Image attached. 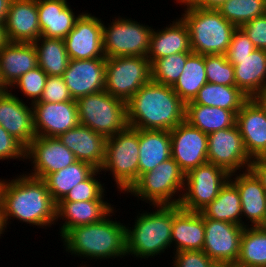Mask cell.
Returning <instances> with one entry per match:
<instances>
[{
	"instance_id": "52",
	"label": "cell",
	"mask_w": 266,
	"mask_h": 267,
	"mask_svg": "<svg viewBox=\"0 0 266 267\" xmlns=\"http://www.w3.org/2000/svg\"><path fill=\"white\" fill-rule=\"evenodd\" d=\"M212 267H238L236 263L232 262H215Z\"/></svg>"
},
{
	"instance_id": "10",
	"label": "cell",
	"mask_w": 266,
	"mask_h": 267,
	"mask_svg": "<svg viewBox=\"0 0 266 267\" xmlns=\"http://www.w3.org/2000/svg\"><path fill=\"white\" fill-rule=\"evenodd\" d=\"M151 80V64L145 56L106 58L104 90L127 102Z\"/></svg>"
},
{
	"instance_id": "42",
	"label": "cell",
	"mask_w": 266,
	"mask_h": 267,
	"mask_svg": "<svg viewBox=\"0 0 266 267\" xmlns=\"http://www.w3.org/2000/svg\"><path fill=\"white\" fill-rule=\"evenodd\" d=\"M100 172V169H97L88 179L81 183H78L69 191V193L61 201L74 202L106 199L104 198L105 193H107L104 187L105 183L101 184V180H97V176L102 174Z\"/></svg>"
},
{
	"instance_id": "30",
	"label": "cell",
	"mask_w": 266,
	"mask_h": 267,
	"mask_svg": "<svg viewBox=\"0 0 266 267\" xmlns=\"http://www.w3.org/2000/svg\"><path fill=\"white\" fill-rule=\"evenodd\" d=\"M169 158H171L170 131L139 129L138 178Z\"/></svg>"
},
{
	"instance_id": "4",
	"label": "cell",
	"mask_w": 266,
	"mask_h": 267,
	"mask_svg": "<svg viewBox=\"0 0 266 267\" xmlns=\"http://www.w3.org/2000/svg\"><path fill=\"white\" fill-rule=\"evenodd\" d=\"M150 212L138 213L132 227L126 226L127 257L153 258L172 248L171 232L173 216L181 209L179 205H156Z\"/></svg>"
},
{
	"instance_id": "45",
	"label": "cell",
	"mask_w": 266,
	"mask_h": 267,
	"mask_svg": "<svg viewBox=\"0 0 266 267\" xmlns=\"http://www.w3.org/2000/svg\"><path fill=\"white\" fill-rule=\"evenodd\" d=\"M10 159L25 161L26 147L0 125V161Z\"/></svg>"
},
{
	"instance_id": "16",
	"label": "cell",
	"mask_w": 266,
	"mask_h": 267,
	"mask_svg": "<svg viewBox=\"0 0 266 267\" xmlns=\"http://www.w3.org/2000/svg\"><path fill=\"white\" fill-rule=\"evenodd\" d=\"M204 227L202 251L214 262L236 263L244 226L204 217Z\"/></svg>"
},
{
	"instance_id": "33",
	"label": "cell",
	"mask_w": 266,
	"mask_h": 267,
	"mask_svg": "<svg viewBox=\"0 0 266 267\" xmlns=\"http://www.w3.org/2000/svg\"><path fill=\"white\" fill-rule=\"evenodd\" d=\"M200 213L206 218L242 225L240 194L237 187L228 180L218 196Z\"/></svg>"
},
{
	"instance_id": "57",
	"label": "cell",
	"mask_w": 266,
	"mask_h": 267,
	"mask_svg": "<svg viewBox=\"0 0 266 267\" xmlns=\"http://www.w3.org/2000/svg\"><path fill=\"white\" fill-rule=\"evenodd\" d=\"M4 89L0 86V93L3 91Z\"/></svg>"
},
{
	"instance_id": "20",
	"label": "cell",
	"mask_w": 266,
	"mask_h": 267,
	"mask_svg": "<svg viewBox=\"0 0 266 267\" xmlns=\"http://www.w3.org/2000/svg\"><path fill=\"white\" fill-rule=\"evenodd\" d=\"M236 125L249 157H266V110L255 98L242 105L236 114Z\"/></svg>"
},
{
	"instance_id": "50",
	"label": "cell",
	"mask_w": 266,
	"mask_h": 267,
	"mask_svg": "<svg viewBox=\"0 0 266 267\" xmlns=\"http://www.w3.org/2000/svg\"><path fill=\"white\" fill-rule=\"evenodd\" d=\"M12 0H0V23H4Z\"/></svg>"
},
{
	"instance_id": "41",
	"label": "cell",
	"mask_w": 266,
	"mask_h": 267,
	"mask_svg": "<svg viewBox=\"0 0 266 267\" xmlns=\"http://www.w3.org/2000/svg\"><path fill=\"white\" fill-rule=\"evenodd\" d=\"M47 78L48 75L37 66L22 75L10 90H13L12 88L20 89V92L27 97V101L30 98L31 103L29 102V104L31 105L40 100Z\"/></svg>"
},
{
	"instance_id": "53",
	"label": "cell",
	"mask_w": 266,
	"mask_h": 267,
	"mask_svg": "<svg viewBox=\"0 0 266 267\" xmlns=\"http://www.w3.org/2000/svg\"><path fill=\"white\" fill-rule=\"evenodd\" d=\"M255 99L263 106V108L266 110V92L258 95L255 97Z\"/></svg>"
},
{
	"instance_id": "40",
	"label": "cell",
	"mask_w": 266,
	"mask_h": 267,
	"mask_svg": "<svg viewBox=\"0 0 266 267\" xmlns=\"http://www.w3.org/2000/svg\"><path fill=\"white\" fill-rule=\"evenodd\" d=\"M205 71L208 83L236 86L234 67L226 55H205Z\"/></svg>"
},
{
	"instance_id": "3",
	"label": "cell",
	"mask_w": 266,
	"mask_h": 267,
	"mask_svg": "<svg viewBox=\"0 0 266 267\" xmlns=\"http://www.w3.org/2000/svg\"><path fill=\"white\" fill-rule=\"evenodd\" d=\"M115 209L102 221L73 227L62 237L61 241L66 252L76 257L107 260L123 258L126 252V225L121 221L110 219ZM115 212V213H114Z\"/></svg>"
},
{
	"instance_id": "38",
	"label": "cell",
	"mask_w": 266,
	"mask_h": 267,
	"mask_svg": "<svg viewBox=\"0 0 266 267\" xmlns=\"http://www.w3.org/2000/svg\"><path fill=\"white\" fill-rule=\"evenodd\" d=\"M217 10L227 21L240 28L266 14V0H227Z\"/></svg>"
},
{
	"instance_id": "15",
	"label": "cell",
	"mask_w": 266,
	"mask_h": 267,
	"mask_svg": "<svg viewBox=\"0 0 266 267\" xmlns=\"http://www.w3.org/2000/svg\"><path fill=\"white\" fill-rule=\"evenodd\" d=\"M170 135L171 157L185 174L208 162V134L183 121L170 130Z\"/></svg>"
},
{
	"instance_id": "9",
	"label": "cell",
	"mask_w": 266,
	"mask_h": 267,
	"mask_svg": "<svg viewBox=\"0 0 266 267\" xmlns=\"http://www.w3.org/2000/svg\"><path fill=\"white\" fill-rule=\"evenodd\" d=\"M151 26L135 19L118 16L107 26L103 22V50L106 58L122 56L147 57Z\"/></svg>"
},
{
	"instance_id": "19",
	"label": "cell",
	"mask_w": 266,
	"mask_h": 267,
	"mask_svg": "<svg viewBox=\"0 0 266 267\" xmlns=\"http://www.w3.org/2000/svg\"><path fill=\"white\" fill-rule=\"evenodd\" d=\"M105 68L106 58L71 59L63 78L72 99L103 91Z\"/></svg>"
},
{
	"instance_id": "6",
	"label": "cell",
	"mask_w": 266,
	"mask_h": 267,
	"mask_svg": "<svg viewBox=\"0 0 266 267\" xmlns=\"http://www.w3.org/2000/svg\"><path fill=\"white\" fill-rule=\"evenodd\" d=\"M184 181L185 173L171 157L161 162L152 171L141 174L125 194L130 193L137 200L145 201L150 206L178 205L184 189Z\"/></svg>"
},
{
	"instance_id": "56",
	"label": "cell",
	"mask_w": 266,
	"mask_h": 267,
	"mask_svg": "<svg viewBox=\"0 0 266 267\" xmlns=\"http://www.w3.org/2000/svg\"><path fill=\"white\" fill-rule=\"evenodd\" d=\"M5 230L7 229H5L3 217H2V211L0 210V238H1V234L3 235Z\"/></svg>"
},
{
	"instance_id": "46",
	"label": "cell",
	"mask_w": 266,
	"mask_h": 267,
	"mask_svg": "<svg viewBox=\"0 0 266 267\" xmlns=\"http://www.w3.org/2000/svg\"><path fill=\"white\" fill-rule=\"evenodd\" d=\"M173 254V267H212L215 263L202 250L178 251Z\"/></svg>"
},
{
	"instance_id": "35",
	"label": "cell",
	"mask_w": 266,
	"mask_h": 267,
	"mask_svg": "<svg viewBox=\"0 0 266 267\" xmlns=\"http://www.w3.org/2000/svg\"><path fill=\"white\" fill-rule=\"evenodd\" d=\"M207 83L205 55L191 53L186 60L184 70L172 86L174 92L186 104L193 101L199 90Z\"/></svg>"
},
{
	"instance_id": "55",
	"label": "cell",
	"mask_w": 266,
	"mask_h": 267,
	"mask_svg": "<svg viewBox=\"0 0 266 267\" xmlns=\"http://www.w3.org/2000/svg\"><path fill=\"white\" fill-rule=\"evenodd\" d=\"M263 233H266V214L264 215V218L262 222L257 226Z\"/></svg>"
},
{
	"instance_id": "43",
	"label": "cell",
	"mask_w": 266,
	"mask_h": 267,
	"mask_svg": "<svg viewBox=\"0 0 266 267\" xmlns=\"http://www.w3.org/2000/svg\"><path fill=\"white\" fill-rule=\"evenodd\" d=\"M72 99L63 76H48L42 96L37 102L60 103Z\"/></svg>"
},
{
	"instance_id": "22",
	"label": "cell",
	"mask_w": 266,
	"mask_h": 267,
	"mask_svg": "<svg viewBox=\"0 0 266 267\" xmlns=\"http://www.w3.org/2000/svg\"><path fill=\"white\" fill-rule=\"evenodd\" d=\"M229 180L240 194L242 226L257 227L266 214V190L250 169L230 174ZM244 218L251 224L244 222Z\"/></svg>"
},
{
	"instance_id": "11",
	"label": "cell",
	"mask_w": 266,
	"mask_h": 267,
	"mask_svg": "<svg viewBox=\"0 0 266 267\" xmlns=\"http://www.w3.org/2000/svg\"><path fill=\"white\" fill-rule=\"evenodd\" d=\"M229 177L225 169L209 162L191 169L185 174L178 205L185 211L200 212L218 196Z\"/></svg>"
},
{
	"instance_id": "37",
	"label": "cell",
	"mask_w": 266,
	"mask_h": 267,
	"mask_svg": "<svg viewBox=\"0 0 266 267\" xmlns=\"http://www.w3.org/2000/svg\"><path fill=\"white\" fill-rule=\"evenodd\" d=\"M236 265L238 267H266V233L258 227H244Z\"/></svg>"
},
{
	"instance_id": "28",
	"label": "cell",
	"mask_w": 266,
	"mask_h": 267,
	"mask_svg": "<svg viewBox=\"0 0 266 267\" xmlns=\"http://www.w3.org/2000/svg\"><path fill=\"white\" fill-rule=\"evenodd\" d=\"M234 67L236 87L248 98L266 92V50L255 49L249 56L237 58Z\"/></svg>"
},
{
	"instance_id": "39",
	"label": "cell",
	"mask_w": 266,
	"mask_h": 267,
	"mask_svg": "<svg viewBox=\"0 0 266 267\" xmlns=\"http://www.w3.org/2000/svg\"><path fill=\"white\" fill-rule=\"evenodd\" d=\"M190 54L177 53L155 60L151 64V80L172 87L181 76Z\"/></svg>"
},
{
	"instance_id": "36",
	"label": "cell",
	"mask_w": 266,
	"mask_h": 267,
	"mask_svg": "<svg viewBox=\"0 0 266 267\" xmlns=\"http://www.w3.org/2000/svg\"><path fill=\"white\" fill-rule=\"evenodd\" d=\"M249 98L236 86L206 83L198 92L195 104L218 107L237 114Z\"/></svg>"
},
{
	"instance_id": "44",
	"label": "cell",
	"mask_w": 266,
	"mask_h": 267,
	"mask_svg": "<svg viewBox=\"0 0 266 267\" xmlns=\"http://www.w3.org/2000/svg\"><path fill=\"white\" fill-rule=\"evenodd\" d=\"M255 49V45L241 28H237L232 35L226 55L230 63H237V58L249 56Z\"/></svg>"
},
{
	"instance_id": "48",
	"label": "cell",
	"mask_w": 266,
	"mask_h": 267,
	"mask_svg": "<svg viewBox=\"0 0 266 267\" xmlns=\"http://www.w3.org/2000/svg\"><path fill=\"white\" fill-rule=\"evenodd\" d=\"M249 169L256 175L266 190V157L253 158Z\"/></svg>"
},
{
	"instance_id": "8",
	"label": "cell",
	"mask_w": 266,
	"mask_h": 267,
	"mask_svg": "<svg viewBox=\"0 0 266 267\" xmlns=\"http://www.w3.org/2000/svg\"><path fill=\"white\" fill-rule=\"evenodd\" d=\"M81 125L106 138L123 131L127 126L126 102L105 90L76 100Z\"/></svg>"
},
{
	"instance_id": "29",
	"label": "cell",
	"mask_w": 266,
	"mask_h": 267,
	"mask_svg": "<svg viewBox=\"0 0 266 267\" xmlns=\"http://www.w3.org/2000/svg\"><path fill=\"white\" fill-rule=\"evenodd\" d=\"M204 235V216L200 212H190L180 209L173 216L171 232L172 246L175 247L173 253L178 251L202 250Z\"/></svg>"
},
{
	"instance_id": "14",
	"label": "cell",
	"mask_w": 266,
	"mask_h": 267,
	"mask_svg": "<svg viewBox=\"0 0 266 267\" xmlns=\"http://www.w3.org/2000/svg\"><path fill=\"white\" fill-rule=\"evenodd\" d=\"M31 161L33 167L26 174L44 179L74 162V154L56 137L36 136L26 147V161Z\"/></svg>"
},
{
	"instance_id": "49",
	"label": "cell",
	"mask_w": 266,
	"mask_h": 267,
	"mask_svg": "<svg viewBox=\"0 0 266 267\" xmlns=\"http://www.w3.org/2000/svg\"><path fill=\"white\" fill-rule=\"evenodd\" d=\"M193 6L217 10L227 0H188Z\"/></svg>"
},
{
	"instance_id": "17",
	"label": "cell",
	"mask_w": 266,
	"mask_h": 267,
	"mask_svg": "<svg viewBox=\"0 0 266 267\" xmlns=\"http://www.w3.org/2000/svg\"><path fill=\"white\" fill-rule=\"evenodd\" d=\"M32 107L36 136L57 138L80 124L76 101L35 102Z\"/></svg>"
},
{
	"instance_id": "13",
	"label": "cell",
	"mask_w": 266,
	"mask_h": 267,
	"mask_svg": "<svg viewBox=\"0 0 266 267\" xmlns=\"http://www.w3.org/2000/svg\"><path fill=\"white\" fill-rule=\"evenodd\" d=\"M64 42L70 59L106 58L103 50V21L87 11L82 12L75 21Z\"/></svg>"
},
{
	"instance_id": "51",
	"label": "cell",
	"mask_w": 266,
	"mask_h": 267,
	"mask_svg": "<svg viewBox=\"0 0 266 267\" xmlns=\"http://www.w3.org/2000/svg\"><path fill=\"white\" fill-rule=\"evenodd\" d=\"M8 42L5 34L4 23H0V49Z\"/></svg>"
},
{
	"instance_id": "25",
	"label": "cell",
	"mask_w": 266,
	"mask_h": 267,
	"mask_svg": "<svg viewBox=\"0 0 266 267\" xmlns=\"http://www.w3.org/2000/svg\"><path fill=\"white\" fill-rule=\"evenodd\" d=\"M114 205L106 200L88 201H60L56 207V222L63 220L59 227V235L62 237L73 227L93 224L102 221L113 210Z\"/></svg>"
},
{
	"instance_id": "18",
	"label": "cell",
	"mask_w": 266,
	"mask_h": 267,
	"mask_svg": "<svg viewBox=\"0 0 266 267\" xmlns=\"http://www.w3.org/2000/svg\"><path fill=\"white\" fill-rule=\"evenodd\" d=\"M12 90L0 93V125L25 147L36 137L33 107L26 104Z\"/></svg>"
},
{
	"instance_id": "23",
	"label": "cell",
	"mask_w": 266,
	"mask_h": 267,
	"mask_svg": "<svg viewBox=\"0 0 266 267\" xmlns=\"http://www.w3.org/2000/svg\"><path fill=\"white\" fill-rule=\"evenodd\" d=\"M38 66L33 43L7 42L0 49V86L9 90L25 73Z\"/></svg>"
},
{
	"instance_id": "12",
	"label": "cell",
	"mask_w": 266,
	"mask_h": 267,
	"mask_svg": "<svg viewBox=\"0 0 266 267\" xmlns=\"http://www.w3.org/2000/svg\"><path fill=\"white\" fill-rule=\"evenodd\" d=\"M207 159L229 174L249 169L252 159L244 148L237 125L208 134Z\"/></svg>"
},
{
	"instance_id": "54",
	"label": "cell",
	"mask_w": 266,
	"mask_h": 267,
	"mask_svg": "<svg viewBox=\"0 0 266 267\" xmlns=\"http://www.w3.org/2000/svg\"><path fill=\"white\" fill-rule=\"evenodd\" d=\"M7 179L2 180V178H0V210H2V200H3V190L5 187V183H6Z\"/></svg>"
},
{
	"instance_id": "7",
	"label": "cell",
	"mask_w": 266,
	"mask_h": 267,
	"mask_svg": "<svg viewBox=\"0 0 266 267\" xmlns=\"http://www.w3.org/2000/svg\"><path fill=\"white\" fill-rule=\"evenodd\" d=\"M139 129L127 126L123 131L108 137L105 159L100 171L110 172L117 191L125 194L138 180Z\"/></svg>"
},
{
	"instance_id": "32",
	"label": "cell",
	"mask_w": 266,
	"mask_h": 267,
	"mask_svg": "<svg viewBox=\"0 0 266 267\" xmlns=\"http://www.w3.org/2000/svg\"><path fill=\"white\" fill-rule=\"evenodd\" d=\"M96 170L88 162L77 160L73 164L47 175L43 180L57 204L64 199L74 186L88 179Z\"/></svg>"
},
{
	"instance_id": "26",
	"label": "cell",
	"mask_w": 266,
	"mask_h": 267,
	"mask_svg": "<svg viewBox=\"0 0 266 267\" xmlns=\"http://www.w3.org/2000/svg\"><path fill=\"white\" fill-rule=\"evenodd\" d=\"M177 53H192L189 30L181 17L163 29H152L147 58L155 60Z\"/></svg>"
},
{
	"instance_id": "5",
	"label": "cell",
	"mask_w": 266,
	"mask_h": 267,
	"mask_svg": "<svg viewBox=\"0 0 266 267\" xmlns=\"http://www.w3.org/2000/svg\"><path fill=\"white\" fill-rule=\"evenodd\" d=\"M184 5L181 18L186 23L193 53L225 55L237 27L227 21L218 10L193 6L188 0H175Z\"/></svg>"
},
{
	"instance_id": "21",
	"label": "cell",
	"mask_w": 266,
	"mask_h": 267,
	"mask_svg": "<svg viewBox=\"0 0 266 267\" xmlns=\"http://www.w3.org/2000/svg\"><path fill=\"white\" fill-rule=\"evenodd\" d=\"M4 27L9 42L34 43L41 36L37 0H12Z\"/></svg>"
},
{
	"instance_id": "24",
	"label": "cell",
	"mask_w": 266,
	"mask_h": 267,
	"mask_svg": "<svg viewBox=\"0 0 266 267\" xmlns=\"http://www.w3.org/2000/svg\"><path fill=\"white\" fill-rule=\"evenodd\" d=\"M75 156L96 169L104 163L107 138L87 126L77 125L57 137Z\"/></svg>"
},
{
	"instance_id": "1",
	"label": "cell",
	"mask_w": 266,
	"mask_h": 267,
	"mask_svg": "<svg viewBox=\"0 0 266 267\" xmlns=\"http://www.w3.org/2000/svg\"><path fill=\"white\" fill-rule=\"evenodd\" d=\"M56 207L43 179L23 173L5 183L1 210L5 229L12 218L47 229L56 224Z\"/></svg>"
},
{
	"instance_id": "27",
	"label": "cell",
	"mask_w": 266,
	"mask_h": 267,
	"mask_svg": "<svg viewBox=\"0 0 266 267\" xmlns=\"http://www.w3.org/2000/svg\"><path fill=\"white\" fill-rule=\"evenodd\" d=\"M41 36L64 39L80 14L75 15L67 0H37Z\"/></svg>"
},
{
	"instance_id": "47",
	"label": "cell",
	"mask_w": 266,
	"mask_h": 267,
	"mask_svg": "<svg viewBox=\"0 0 266 267\" xmlns=\"http://www.w3.org/2000/svg\"><path fill=\"white\" fill-rule=\"evenodd\" d=\"M257 49L266 50V14L240 27Z\"/></svg>"
},
{
	"instance_id": "2",
	"label": "cell",
	"mask_w": 266,
	"mask_h": 267,
	"mask_svg": "<svg viewBox=\"0 0 266 267\" xmlns=\"http://www.w3.org/2000/svg\"><path fill=\"white\" fill-rule=\"evenodd\" d=\"M126 111L131 128L170 131L185 121L186 104L171 86L150 80L126 102Z\"/></svg>"
},
{
	"instance_id": "34",
	"label": "cell",
	"mask_w": 266,
	"mask_h": 267,
	"mask_svg": "<svg viewBox=\"0 0 266 267\" xmlns=\"http://www.w3.org/2000/svg\"><path fill=\"white\" fill-rule=\"evenodd\" d=\"M38 66L48 76H63L69 63L64 39L40 36L34 43Z\"/></svg>"
},
{
	"instance_id": "31",
	"label": "cell",
	"mask_w": 266,
	"mask_h": 267,
	"mask_svg": "<svg viewBox=\"0 0 266 267\" xmlns=\"http://www.w3.org/2000/svg\"><path fill=\"white\" fill-rule=\"evenodd\" d=\"M185 121L203 133L209 134L235 126L236 114L231 110L195 104L190 101L186 103Z\"/></svg>"
}]
</instances>
